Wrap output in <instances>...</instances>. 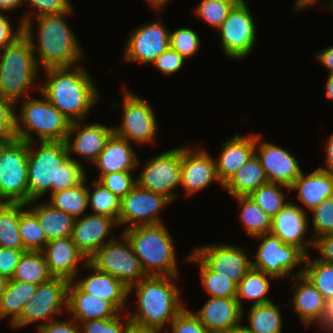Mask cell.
I'll list each match as a JSON object with an SVG mask.
<instances>
[{"instance_id":"cell-1","label":"cell","mask_w":333,"mask_h":333,"mask_svg":"<svg viewBox=\"0 0 333 333\" xmlns=\"http://www.w3.org/2000/svg\"><path fill=\"white\" fill-rule=\"evenodd\" d=\"M29 143L28 190L33 204L51 194L81 184L86 179L82 163L69 157L65 141ZM35 202V203H34Z\"/></svg>"},{"instance_id":"cell-2","label":"cell","mask_w":333,"mask_h":333,"mask_svg":"<svg viewBox=\"0 0 333 333\" xmlns=\"http://www.w3.org/2000/svg\"><path fill=\"white\" fill-rule=\"evenodd\" d=\"M73 9L71 7L63 13L36 17L37 42L33 36V15L28 12L20 19L23 24V33L31 42L34 53H37L35 57L38 66H42L43 69L73 67L83 58L84 53L79 45L80 42L65 19L74 11ZM34 42L37 43V46Z\"/></svg>"},{"instance_id":"cell-3","label":"cell","mask_w":333,"mask_h":333,"mask_svg":"<svg viewBox=\"0 0 333 333\" xmlns=\"http://www.w3.org/2000/svg\"><path fill=\"white\" fill-rule=\"evenodd\" d=\"M47 81L37 91L71 122L85 121L100 93L91 76L80 66L44 69Z\"/></svg>"},{"instance_id":"cell-4","label":"cell","mask_w":333,"mask_h":333,"mask_svg":"<svg viewBox=\"0 0 333 333\" xmlns=\"http://www.w3.org/2000/svg\"><path fill=\"white\" fill-rule=\"evenodd\" d=\"M179 276H146L129 287V296L136 289L137 310L128 314L131 323L163 331L184 308L180 290L173 280Z\"/></svg>"},{"instance_id":"cell-5","label":"cell","mask_w":333,"mask_h":333,"mask_svg":"<svg viewBox=\"0 0 333 333\" xmlns=\"http://www.w3.org/2000/svg\"><path fill=\"white\" fill-rule=\"evenodd\" d=\"M147 276H179L173 236L164 223L123 230Z\"/></svg>"},{"instance_id":"cell-6","label":"cell","mask_w":333,"mask_h":333,"mask_svg":"<svg viewBox=\"0 0 333 333\" xmlns=\"http://www.w3.org/2000/svg\"><path fill=\"white\" fill-rule=\"evenodd\" d=\"M41 96L42 99L29 96L22 101H17L21 105L18 109L20 111L14 114L15 138L27 143H35L33 137L35 134L40 142L65 141L71 127V120L42 94Z\"/></svg>"},{"instance_id":"cell-7","label":"cell","mask_w":333,"mask_h":333,"mask_svg":"<svg viewBox=\"0 0 333 333\" xmlns=\"http://www.w3.org/2000/svg\"><path fill=\"white\" fill-rule=\"evenodd\" d=\"M38 67L31 42L23 33L0 54V96L14 104L29 97V90L39 76Z\"/></svg>"},{"instance_id":"cell-8","label":"cell","mask_w":333,"mask_h":333,"mask_svg":"<svg viewBox=\"0 0 333 333\" xmlns=\"http://www.w3.org/2000/svg\"><path fill=\"white\" fill-rule=\"evenodd\" d=\"M29 143L19 139L0 147V202L29 203Z\"/></svg>"},{"instance_id":"cell-9","label":"cell","mask_w":333,"mask_h":333,"mask_svg":"<svg viewBox=\"0 0 333 333\" xmlns=\"http://www.w3.org/2000/svg\"><path fill=\"white\" fill-rule=\"evenodd\" d=\"M120 235L121 239L114 238L108 241L89 259V262L99 271L116 277L129 288L147 275L128 238L123 233Z\"/></svg>"},{"instance_id":"cell-10","label":"cell","mask_w":333,"mask_h":333,"mask_svg":"<svg viewBox=\"0 0 333 333\" xmlns=\"http://www.w3.org/2000/svg\"><path fill=\"white\" fill-rule=\"evenodd\" d=\"M68 285V280L58 277H52L38 285L36 293L25 304L20 317L11 327L16 329L37 322L39 328L56 319L55 317L60 316L62 311H67ZM46 319L48 322H41Z\"/></svg>"},{"instance_id":"cell-11","label":"cell","mask_w":333,"mask_h":333,"mask_svg":"<svg viewBox=\"0 0 333 333\" xmlns=\"http://www.w3.org/2000/svg\"><path fill=\"white\" fill-rule=\"evenodd\" d=\"M261 240L256 252L255 261L252 260V267L264 273L282 279L287 276H298L303 274L302 264L305 254L295 245L284 244L271 232L256 237ZM301 264V265H300ZM300 266L296 274L292 272ZM292 274V275H291Z\"/></svg>"},{"instance_id":"cell-12","label":"cell","mask_w":333,"mask_h":333,"mask_svg":"<svg viewBox=\"0 0 333 333\" xmlns=\"http://www.w3.org/2000/svg\"><path fill=\"white\" fill-rule=\"evenodd\" d=\"M253 19L246 1L239 0L218 29L221 47L230 59H243L253 50L257 37Z\"/></svg>"},{"instance_id":"cell-13","label":"cell","mask_w":333,"mask_h":333,"mask_svg":"<svg viewBox=\"0 0 333 333\" xmlns=\"http://www.w3.org/2000/svg\"><path fill=\"white\" fill-rule=\"evenodd\" d=\"M124 89L122 99V121L113 128L115 135L136 144L155 143L157 121L152 106L140 96Z\"/></svg>"},{"instance_id":"cell-14","label":"cell","mask_w":333,"mask_h":333,"mask_svg":"<svg viewBox=\"0 0 333 333\" xmlns=\"http://www.w3.org/2000/svg\"><path fill=\"white\" fill-rule=\"evenodd\" d=\"M181 146L165 151L143 163L136 183L148 191L165 195L171 201L181 185Z\"/></svg>"},{"instance_id":"cell-15","label":"cell","mask_w":333,"mask_h":333,"mask_svg":"<svg viewBox=\"0 0 333 333\" xmlns=\"http://www.w3.org/2000/svg\"><path fill=\"white\" fill-rule=\"evenodd\" d=\"M172 201L165 195L148 191L136 184L120 202L118 225L126 228L161 223L159 211Z\"/></svg>"},{"instance_id":"cell-16","label":"cell","mask_w":333,"mask_h":333,"mask_svg":"<svg viewBox=\"0 0 333 333\" xmlns=\"http://www.w3.org/2000/svg\"><path fill=\"white\" fill-rule=\"evenodd\" d=\"M161 21L143 24L130 33L124 47L125 61L149 65L170 47V31Z\"/></svg>"},{"instance_id":"cell-17","label":"cell","mask_w":333,"mask_h":333,"mask_svg":"<svg viewBox=\"0 0 333 333\" xmlns=\"http://www.w3.org/2000/svg\"><path fill=\"white\" fill-rule=\"evenodd\" d=\"M194 252L216 273L236 285L252 268V260L243 248L228 244H210Z\"/></svg>"},{"instance_id":"cell-18","label":"cell","mask_w":333,"mask_h":333,"mask_svg":"<svg viewBox=\"0 0 333 333\" xmlns=\"http://www.w3.org/2000/svg\"><path fill=\"white\" fill-rule=\"evenodd\" d=\"M181 185L185 195L193 194L207 188L212 182H219L216 174L215 160L204 148L181 146Z\"/></svg>"},{"instance_id":"cell-19","label":"cell","mask_w":333,"mask_h":333,"mask_svg":"<svg viewBox=\"0 0 333 333\" xmlns=\"http://www.w3.org/2000/svg\"><path fill=\"white\" fill-rule=\"evenodd\" d=\"M256 134L255 153L260 159L268 182L291 186L303 171L297 158L272 142L261 140Z\"/></svg>"},{"instance_id":"cell-20","label":"cell","mask_w":333,"mask_h":333,"mask_svg":"<svg viewBox=\"0 0 333 333\" xmlns=\"http://www.w3.org/2000/svg\"><path fill=\"white\" fill-rule=\"evenodd\" d=\"M118 223L107 216L98 214H85L75 218L71 238L78 250L89 259L108 241L115 236L108 237L112 227ZM105 240V241H104ZM107 240V241H106Z\"/></svg>"},{"instance_id":"cell-21","label":"cell","mask_w":333,"mask_h":333,"mask_svg":"<svg viewBox=\"0 0 333 333\" xmlns=\"http://www.w3.org/2000/svg\"><path fill=\"white\" fill-rule=\"evenodd\" d=\"M83 123L85 121L71 123L65 143L69 157H71V153L77 154L81 157L83 156L91 164L100 155L107 140L114 133V127H108L106 124L102 125L99 123H90L89 125Z\"/></svg>"},{"instance_id":"cell-22","label":"cell","mask_w":333,"mask_h":333,"mask_svg":"<svg viewBox=\"0 0 333 333\" xmlns=\"http://www.w3.org/2000/svg\"><path fill=\"white\" fill-rule=\"evenodd\" d=\"M308 217L303 207L288 202L285 207L280 210L272 218L271 233L277 236L284 244L295 245L305 255L309 254V247H314L312 238L304 240L308 231ZM309 246V247H308Z\"/></svg>"},{"instance_id":"cell-23","label":"cell","mask_w":333,"mask_h":333,"mask_svg":"<svg viewBox=\"0 0 333 333\" xmlns=\"http://www.w3.org/2000/svg\"><path fill=\"white\" fill-rule=\"evenodd\" d=\"M42 252L50 275L64 278L69 282L77 279L79 263H82L84 267L88 262L72 241L71 236L48 241Z\"/></svg>"},{"instance_id":"cell-24","label":"cell","mask_w":333,"mask_h":333,"mask_svg":"<svg viewBox=\"0 0 333 333\" xmlns=\"http://www.w3.org/2000/svg\"><path fill=\"white\" fill-rule=\"evenodd\" d=\"M211 333H221L242 322L245 315L236 298L209 297L202 308L193 312Z\"/></svg>"},{"instance_id":"cell-25","label":"cell","mask_w":333,"mask_h":333,"mask_svg":"<svg viewBox=\"0 0 333 333\" xmlns=\"http://www.w3.org/2000/svg\"><path fill=\"white\" fill-rule=\"evenodd\" d=\"M67 312L76 322L110 319L122 312L109 300L83 292L74 281L68 285Z\"/></svg>"},{"instance_id":"cell-26","label":"cell","mask_w":333,"mask_h":333,"mask_svg":"<svg viewBox=\"0 0 333 333\" xmlns=\"http://www.w3.org/2000/svg\"><path fill=\"white\" fill-rule=\"evenodd\" d=\"M219 157L215 160L216 174L224 186L237 170L255 153L256 134L238 135L222 142Z\"/></svg>"},{"instance_id":"cell-27","label":"cell","mask_w":333,"mask_h":333,"mask_svg":"<svg viewBox=\"0 0 333 333\" xmlns=\"http://www.w3.org/2000/svg\"><path fill=\"white\" fill-rule=\"evenodd\" d=\"M94 271L83 279L74 280L76 285L83 291L102 300L111 301L122 313L129 296V288L116 277L99 271L89 261L84 266ZM123 309V310H122Z\"/></svg>"},{"instance_id":"cell-28","label":"cell","mask_w":333,"mask_h":333,"mask_svg":"<svg viewBox=\"0 0 333 333\" xmlns=\"http://www.w3.org/2000/svg\"><path fill=\"white\" fill-rule=\"evenodd\" d=\"M132 144L114 133L107 140L104 149L92 163L100 170L99 175L114 172H133L140 164Z\"/></svg>"},{"instance_id":"cell-29","label":"cell","mask_w":333,"mask_h":333,"mask_svg":"<svg viewBox=\"0 0 333 333\" xmlns=\"http://www.w3.org/2000/svg\"><path fill=\"white\" fill-rule=\"evenodd\" d=\"M295 292L292 297L293 309L299 320L309 327L313 322L319 326L325 314L326 301L321 292L302 274L293 276ZM297 280V281H296Z\"/></svg>"},{"instance_id":"cell-30","label":"cell","mask_w":333,"mask_h":333,"mask_svg":"<svg viewBox=\"0 0 333 333\" xmlns=\"http://www.w3.org/2000/svg\"><path fill=\"white\" fill-rule=\"evenodd\" d=\"M290 190L298 191V200L313 210L323 200L333 197V174L320 167L310 174L302 171L290 186Z\"/></svg>"},{"instance_id":"cell-31","label":"cell","mask_w":333,"mask_h":333,"mask_svg":"<svg viewBox=\"0 0 333 333\" xmlns=\"http://www.w3.org/2000/svg\"><path fill=\"white\" fill-rule=\"evenodd\" d=\"M26 205L37 216L47 241L71 236L75 222L73 216L56 209L49 202L33 205L30 201Z\"/></svg>"},{"instance_id":"cell-32","label":"cell","mask_w":333,"mask_h":333,"mask_svg":"<svg viewBox=\"0 0 333 333\" xmlns=\"http://www.w3.org/2000/svg\"><path fill=\"white\" fill-rule=\"evenodd\" d=\"M267 182L260 159L254 153L223 186V189L232 197L249 196Z\"/></svg>"},{"instance_id":"cell-33","label":"cell","mask_w":333,"mask_h":333,"mask_svg":"<svg viewBox=\"0 0 333 333\" xmlns=\"http://www.w3.org/2000/svg\"><path fill=\"white\" fill-rule=\"evenodd\" d=\"M37 288L35 284L10 279L0 298V319L10 316L11 326L20 317L25 304L34 296Z\"/></svg>"},{"instance_id":"cell-34","label":"cell","mask_w":333,"mask_h":333,"mask_svg":"<svg viewBox=\"0 0 333 333\" xmlns=\"http://www.w3.org/2000/svg\"><path fill=\"white\" fill-rule=\"evenodd\" d=\"M276 279L274 276L264 273L261 270L251 268L237 285L236 299L243 310V300H253L252 305L266 304L272 300L266 295L270 289V280Z\"/></svg>"},{"instance_id":"cell-35","label":"cell","mask_w":333,"mask_h":333,"mask_svg":"<svg viewBox=\"0 0 333 333\" xmlns=\"http://www.w3.org/2000/svg\"><path fill=\"white\" fill-rule=\"evenodd\" d=\"M185 259L198 263L202 285L210 297L236 298L237 285L214 272L193 250Z\"/></svg>"},{"instance_id":"cell-36","label":"cell","mask_w":333,"mask_h":333,"mask_svg":"<svg viewBox=\"0 0 333 333\" xmlns=\"http://www.w3.org/2000/svg\"><path fill=\"white\" fill-rule=\"evenodd\" d=\"M52 276L42 251H26L21 256L12 280L40 285Z\"/></svg>"},{"instance_id":"cell-37","label":"cell","mask_w":333,"mask_h":333,"mask_svg":"<svg viewBox=\"0 0 333 333\" xmlns=\"http://www.w3.org/2000/svg\"><path fill=\"white\" fill-rule=\"evenodd\" d=\"M240 206V221L248 236L258 237L269 233L272 217L264 212L249 196L234 197Z\"/></svg>"},{"instance_id":"cell-38","label":"cell","mask_w":333,"mask_h":333,"mask_svg":"<svg viewBox=\"0 0 333 333\" xmlns=\"http://www.w3.org/2000/svg\"><path fill=\"white\" fill-rule=\"evenodd\" d=\"M20 203H0V247L27 251L19 234Z\"/></svg>"},{"instance_id":"cell-39","label":"cell","mask_w":333,"mask_h":333,"mask_svg":"<svg viewBox=\"0 0 333 333\" xmlns=\"http://www.w3.org/2000/svg\"><path fill=\"white\" fill-rule=\"evenodd\" d=\"M85 179L81 184L51 194L49 203L74 218L82 217L88 208V191Z\"/></svg>"},{"instance_id":"cell-40","label":"cell","mask_w":333,"mask_h":333,"mask_svg":"<svg viewBox=\"0 0 333 333\" xmlns=\"http://www.w3.org/2000/svg\"><path fill=\"white\" fill-rule=\"evenodd\" d=\"M279 306L273 302L252 305L248 312L249 325H245L253 333H281L282 316Z\"/></svg>"},{"instance_id":"cell-41","label":"cell","mask_w":333,"mask_h":333,"mask_svg":"<svg viewBox=\"0 0 333 333\" xmlns=\"http://www.w3.org/2000/svg\"><path fill=\"white\" fill-rule=\"evenodd\" d=\"M19 234L27 251H42L48 243L37 216L26 203H20Z\"/></svg>"},{"instance_id":"cell-42","label":"cell","mask_w":333,"mask_h":333,"mask_svg":"<svg viewBox=\"0 0 333 333\" xmlns=\"http://www.w3.org/2000/svg\"><path fill=\"white\" fill-rule=\"evenodd\" d=\"M305 255L303 275L321 292L325 301L333 298V264L319 260H310Z\"/></svg>"},{"instance_id":"cell-43","label":"cell","mask_w":333,"mask_h":333,"mask_svg":"<svg viewBox=\"0 0 333 333\" xmlns=\"http://www.w3.org/2000/svg\"><path fill=\"white\" fill-rule=\"evenodd\" d=\"M91 185L95 186V189L91 192V187L88 189L87 185V203L91 210H93V214L107 216L114 219L118 223L121 199L113 194L109 189L104 187L96 179L91 183Z\"/></svg>"},{"instance_id":"cell-44","label":"cell","mask_w":333,"mask_h":333,"mask_svg":"<svg viewBox=\"0 0 333 333\" xmlns=\"http://www.w3.org/2000/svg\"><path fill=\"white\" fill-rule=\"evenodd\" d=\"M281 187L290 191L289 186L267 182L259 186L249 197L273 218L288 203V201H285L286 194L282 191Z\"/></svg>"},{"instance_id":"cell-45","label":"cell","mask_w":333,"mask_h":333,"mask_svg":"<svg viewBox=\"0 0 333 333\" xmlns=\"http://www.w3.org/2000/svg\"><path fill=\"white\" fill-rule=\"evenodd\" d=\"M239 0H201L195 8L198 18L218 30Z\"/></svg>"},{"instance_id":"cell-46","label":"cell","mask_w":333,"mask_h":333,"mask_svg":"<svg viewBox=\"0 0 333 333\" xmlns=\"http://www.w3.org/2000/svg\"><path fill=\"white\" fill-rule=\"evenodd\" d=\"M170 47L176 50L184 59L195 55L200 48V38L196 31L190 28H179L170 31Z\"/></svg>"},{"instance_id":"cell-47","label":"cell","mask_w":333,"mask_h":333,"mask_svg":"<svg viewBox=\"0 0 333 333\" xmlns=\"http://www.w3.org/2000/svg\"><path fill=\"white\" fill-rule=\"evenodd\" d=\"M311 212L313 241L321 236L333 234V197L323 200Z\"/></svg>"},{"instance_id":"cell-48","label":"cell","mask_w":333,"mask_h":333,"mask_svg":"<svg viewBox=\"0 0 333 333\" xmlns=\"http://www.w3.org/2000/svg\"><path fill=\"white\" fill-rule=\"evenodd\" d=\"M122 313L110 319H95L79 322L82 333H125L131 323L128 316L122 322Z\"/></svg>"},{"instance_id":"cell-49","label":"cell","mask_w":333,"mask_h":333,"mask_svg":"<svg viewBox=\"0 0 333 333\" xmlns=\"http://www.w3.org/2000/svg\"><path fill=\"white\" fill-rule=\"evenodd\" d=\"M133 172H114L105 175H99L100 182L104 187L109 189L118 198L122 199L137 183Z\"/></svg>"},{"instance_id":"cell-50","label":"cell","mask_w":333,"mask_h":333,"mask_svg":"<svg viewBox=\"0 0 333 333\" xmlns=\"http://www.w3.org/2000/svg\"><path fill=\"white\" fill-rule=\"evenodd\" d=\"M170 333H211L199 321V318L184 307L170 323Z\"/></svg>"},{"instance_id":"cell-51","label":"cell","mask_w":333,"mask_h":333,"mask_svg":"<svg viewBox=\"0 0 333 333\" xmlns=\"http://www.w3.org/2000/svg\"><path fill=\"white\" fill-rule=\"evenodd\" d=\"M15 104L0 96V137L5 141L15 138Z\"/></svg>"},{"instance_id":"cell-52","label":"cell","mask_w":333,"mask_h":333,"mask_svg":"<svg viewBox=\"0 0 333 333\" xmlns=\"http://www.w3.org/2000/svg\"><path fill=\"white\" fill-rule=\"evenodd\" d=\"M185 59L176 51L169 47L152 64L166 76L179 71Z\"/></svg>"},{"instance_id":"cell-53","label":"cell","mask_w":333,"mask_h":333,"mask_svg":"<svg viewBox=\"0 0 333 333\" xmlns=\"http://www.w3.org/2000/svg\"><path fill=\"white\" fill-rule=\"evenodd\" d=\"M26 251L14 248L0 247V276L12 279L18 262Z\"/></svg>"},{"instance_id":"cell-54","label":"cell","mask_w":333,"mask_h":333,"mask_svg":"<svg viewBox=\"0 0 333 333\" xmlns=\"http://www.w3.org/2000/svg\"><path fill=\"white\" fill-rule=\"evenodd\" d=\"M33 9L36 17L46 14H59L68 11L72 5L69 0H24Z\"/></svg>"},{"instance_id":"cell-55","label":"cell","mask_w":333,"mask_h":333,"mask_svg":"<svg viewBox=\"0 0 333 333\" xmlns=\"http://www.w3.org/2000/svg\"><path fill=\"white\" fill-rule=\"evenodd\" d=\"M38 333H82L79 323L72 318L52 320L39 327Z\"/></svg>"},{"instance_id":"cell-56","label":"cell","mask_w":333,"mask_h":333,"mask_svg":"<svg viewBox=\"0 0 333 333\" xmlns=\"http://www.w3.org/2000/svg\"><path fill=\"white\" fill-rule=\"evenodd\" d=\"M18 24L19 25L14 32L8 18L4 15V13H0V49H3L7 45L13 43L23 34V24L21 21Z\"/></svg>"},{"instance_id":"cell-57","label":"cell","mask_w":333,"mask_h":333,"mask_svg":"<svg viewBox=\"0 0 333 333\" xmlns=\"http://www.w3.org/2000/svg\"><path fill=\"white\" fill-rule=\"evenodd\" d=\"M313 248L319 251V260L333 264V234L317 238Z\"/></svg>"},{"instance_id":"cell-58","label":"cell","mask_w":333,"mask_h":333,"mask_svg":"<svg viewBox=\"0 0 333 333\" xmlns=\"http://www.w3.org/2000/svg\"><path fill=\"white\" fill-rule=\"evenodd\" d=\"M316 55L317 62L325 66L329 71V75H333V46L324 48L323 51L318 52Z\"/></svg>"},{"instance_id":"cell-59","label":"cell","mask_w":333,"mask_h":333,"mask_svg":"<svg viewBox=\"0 0 333 333\" xmlns=\"http://www.w3.org/2000/svg\"><path fill=\"white\" fill-rule=\"evenodd\" d=\"M320 328L328 333H333V298L326 301L325 314L320 324Z\"/></svg>"},{"instance_id":"cell-60","label":"cell","mask_w":333,"mask_h":333,"mask_svg":"<svg viewBox=\"0 0 333 333\" xmlns=\"http://www.w3.org/2000/svg\"><path fill=\"white\" fill-rule=\"evenodd\" d=\"M325 147V167H320L323 170L333 174V133L328 136Z\"/></svg>"},{"instance_id":"cell-61","label":"cell","mask_w":333,"mask_h":333,"mask_svg":"<svg viewBox=\"0 0 333 333\" xmlns=\"http://www.w3.org/2000/svg\"><path fill=\"white\" fill-rule=\"evenodd\" d=\"M318 1H320V0H296L294 9H295V11L299 12V10H303V9H306L308 7L315 5ZM329 1L330 2H328V6H326V7L329 10L333 11V0H329Z\"/></svg>"},{"instance_id":"cell-62","label":"cell","mask_w":333,"mask_h":333,"mask_svg":"<svg viewBox=\"0 0 333 333\" xmlns=\"http://www.w3.org/2000/svg\"><path fill=\"white\" fill-rule=\"evenodd\" d=\"M24 3V0H0V13L3 11H14ZM14 9V10H13Z\"/></svg>"},{"instance_id":"cell-63","label":"cell","mask_w":333,"mask_h":333,"mask_svg":"<svg viewBox=\"0 0 333 333\" xmlns=\"http://www.w3.org/2000/svg\"><path fill=\"white\" fill-rule=\"evenodd\" d=\"M162 330L146 328L130 323L125 333H161Z\"/></svg>"},{"instance_id":"cell-64","label":"cell","mask_w":333,"mask_h":333,"mask_svg":"<svg viewBox=\"0 0 333 333\" xmlns=\"http://www.w3.org/2000/svg\"><path fill=\"white\" fill-rule=\"evenodd\" d=\"M325 91V97L333 102V75L328 74Z\"/></svg>"},{"instance_id":"cell-65","label":"cell","mask_w":333,"mask_h":333,"mask_svg":"<svg viewBox=\"0 0 333 333\" xmlns=\"http://www.w3.org/2000/svg\"><path fill=\"white\" fill-rule=\"evenodd\" d=\"M241 324L242 323L221 333H253L245 325Z\"/></svg>"},{"instance_id":"cell-66","label":"cell","mask_w":333,"mask_h":333,"mask_svg":"<svg viewBox=\"0 0 333 333\" xmlns=\"http://www.w3.org/2000/svg\"><path fill=\"white\" fill-rule=\"evenodd\" d=\"M146 1L150 5V7L152 6V8L159 11L163 9L170 0H146Z\"/></svg>"},{"instance_id":"cell-67","label":"cell","mask_w":333,"mask_h":333,"mask_svg":"<svg viewBox=\"0 0 333 333\" xmlns=\"http://www.w3.org/2000/svg\"><path fill=\"white\" fill-rule=\"evenodd\" d=\"M8 281L9 280L7 278L0 276V298L6 290Z\"/></svg>"},{"instance_id":"cell-68","label":"cell","mask_w":333,"mask_h":333,"mask_svg":"<svg viewBox=\"0 0 333 333\" xmlns=\"http://www.w3.org/2000/svg\"><path fill=\"white\" fill-rule=\"evenodd\" d=\"M4 142L5 140L2 137H0V147L4 144Z\"/></svg>"}]
</instances>
